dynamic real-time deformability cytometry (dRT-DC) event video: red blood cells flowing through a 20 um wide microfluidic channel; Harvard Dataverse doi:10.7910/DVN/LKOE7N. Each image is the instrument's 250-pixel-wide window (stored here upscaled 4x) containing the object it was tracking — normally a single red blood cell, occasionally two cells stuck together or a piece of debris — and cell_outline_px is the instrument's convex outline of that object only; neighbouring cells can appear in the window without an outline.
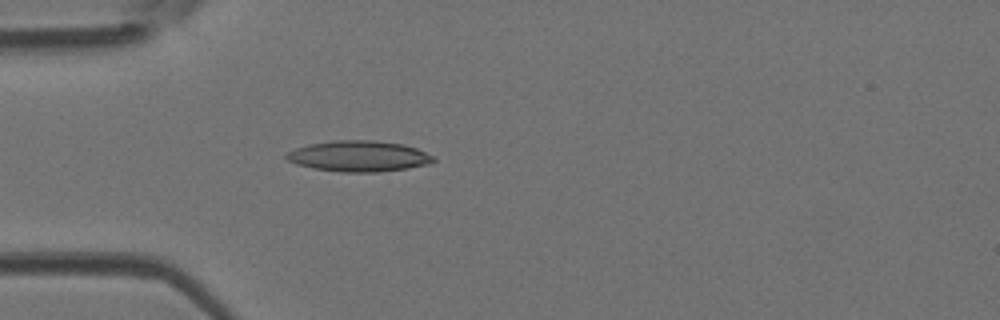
{"species": "Egyptian fruit bat (a non-hibernating species)", "species_latin": "Rousettus aegyptiacus", "temperature_condition": "room temperature", "stored_images_in_passage": 35, "camera_frame_rate_fps": 3000, "um_per_image_px": 0.085, "animal": {"sex": "female"}, "frame": {"image": 1, "passage_image": 1, "time_ms": 0.0, "image_size_px": [1000, 320], "cell_outline_px": [[436, 160], [428, 164], [408, 168], [380, 172], [340, 172], [312, 168], [296, 164], [288, 160], [284, 156], [288, 152], [296, 148], [308, 144], [332, 140], [372, 140], [404, 144], [416, 148], [432, 156]], "centroid_in_image_um": [30.47, 13.27], "position_along_channel_um": 54.5, "area_um2": 26.47}}
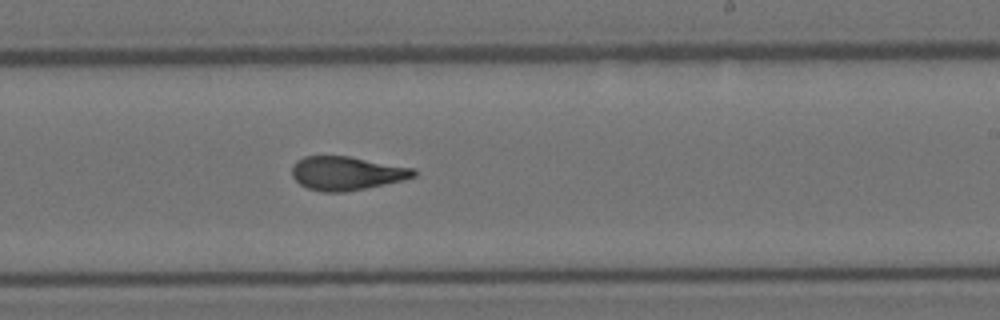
{"frame": {"image": 2, "passage_image": 16, "time_ms": 5.0, "image_size_px": [1000, 320], "cell_outline_px": [[416, 176], [404, 180], [344, 192], [324, 192], [308, 188], [300, 184], [292, 176], [292, 164], [296, 160], [304, 156], [348, 156], [416, 168]], "centroid_in_image_um": [29.46, 14.71], "position_along_channel_um": 259.5, "area_um2": 23.93}}
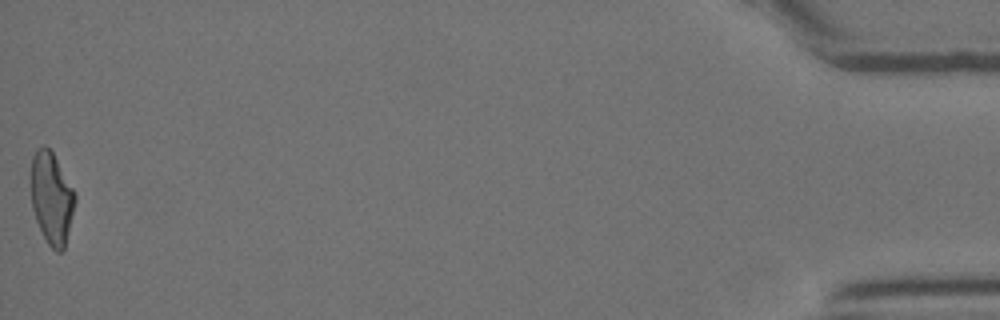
{"frame": {"image": 3, "passage_image": 35, "time_ms": 11.333, "image_size_px": [1000, 320], "cell_outline_px": [[76, 200], [64, 248], [60, 252], [56, 252], [48, 244], [36, 220], [32, 208], [32, 156], [36, 148], [44, 144], [52, 152], [76, 192]], "centroid_in_image_um": [4.4, 16.82], "position_along_channel_um": 430.8, "area_um2": 23.35}, "authors_computed_cell_mechanics": {"area_um2": 23.698, "velocity_mm_per_s": 4.2478, "shape_relaxation_time_tau1_ms": 5.6867, "shape_relaxation_time_tau2_ms": 2.0061, "deformation_change_tau1": 0.2159, "deformation_change_tau2": 0.0891}}